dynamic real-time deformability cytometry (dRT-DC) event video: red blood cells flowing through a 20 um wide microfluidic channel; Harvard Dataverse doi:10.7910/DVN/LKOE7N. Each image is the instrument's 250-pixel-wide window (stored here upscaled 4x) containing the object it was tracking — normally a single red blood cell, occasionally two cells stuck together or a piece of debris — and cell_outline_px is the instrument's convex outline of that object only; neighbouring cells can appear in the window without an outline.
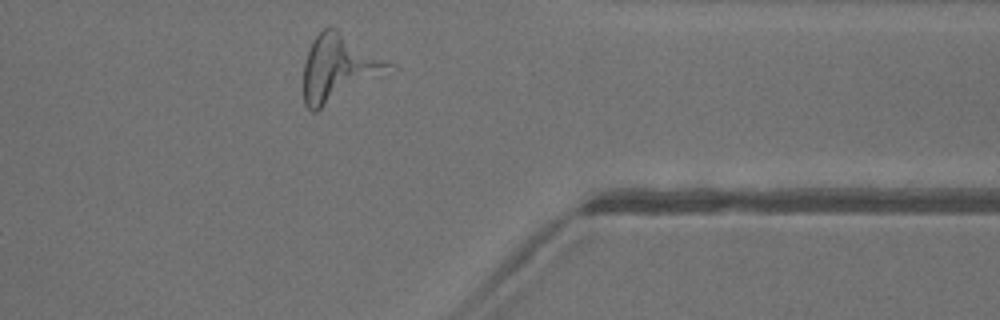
{"species": "common noctule bat (a hibernating species)", "species_latin": "Nyctalus noctula", "temperature_condition": "warm", "stored_images_in_passage": 51, "camera_frame_rate_fps": 3000, "um_per_image_px": 0.085, "animal": {"sex": "female"}, "frame": {"image": 1, "passage_image": 41, "time_ms": 13.333, "image_size_px": [1000, 320], "cell_outline_px": [[396, 68], [316, 112], [312, 112], [304, 104], [304, 60], [312, 40], [328, 24], [332, 24], [396, 64]], "centroid_in_image_um": [28.82, 5.74], "position_along_channel_um": 382.6, "area_um2": 33.87}}